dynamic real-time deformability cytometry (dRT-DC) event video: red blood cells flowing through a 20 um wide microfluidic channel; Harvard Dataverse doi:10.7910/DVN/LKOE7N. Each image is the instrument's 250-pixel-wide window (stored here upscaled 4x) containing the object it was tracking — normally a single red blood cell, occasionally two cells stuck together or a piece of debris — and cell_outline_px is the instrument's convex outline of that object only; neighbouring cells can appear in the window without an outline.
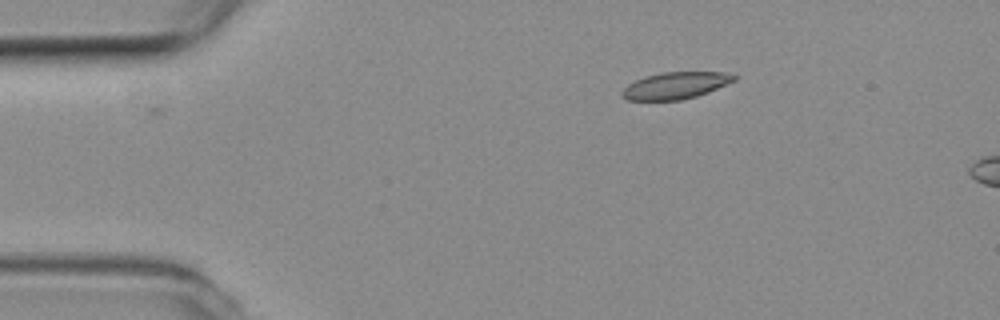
{"species": "common noctule bat (a hibernating species)", "species_latin": "Nyctalus noctula", "temperature_condition": "room temperature", "stored_images_in_passage": 6, "camera_frame_rate_fps": 3000, "um_per_image_px": 0.085, "animal": {"sex": "female", "body_mass_g": 19.3, "forearm_length_mm": 54.1}, "frame": {"image": 1, "passage_image": 1, "time_ms": 0.0, "image_size_px": [1000, 320], "cell_outline_px": [[736, 80], [708, 92], [696, 96], [680, 100], [628, 100], [620, 92], [628, 84], [636, 80], [648, 76], [664, 72], [724, 72], [736, 76]], "centroid_in_image_um": [57.43, 7.27], "position_along_channel_um": 27.6, "area_um2": 17.22}}